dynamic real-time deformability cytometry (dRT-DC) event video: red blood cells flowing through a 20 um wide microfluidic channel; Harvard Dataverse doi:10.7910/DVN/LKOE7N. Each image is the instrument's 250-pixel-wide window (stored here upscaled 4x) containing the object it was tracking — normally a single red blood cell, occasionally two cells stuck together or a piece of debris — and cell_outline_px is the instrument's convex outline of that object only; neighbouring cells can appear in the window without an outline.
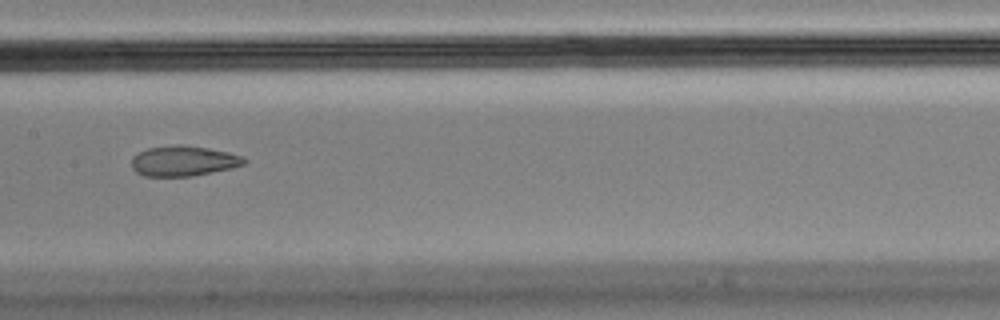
{"species": "Egyptian fruit bat (a non-hibernating species)", "species_latin": "Rousettus aegyptiacus", "temperature_condition": "cold", "stored_images_in_passage": 9, "camera_frame_rate_fps": 3000, "um_per_image_px": 0.085, "animal": {"sex": "male"}, "frame": {"image": 1, "passage_image": 7, "time_ms": 2.0, "image_size_px": [1000, 320], "cell_outline_px": [[248, 160], [244, 164], [232, 168], [192, 176], [144, 176], [136, 172], [132, 168], [132, 156], [148, 148], [180, 144], [208, 148], [228, 152], [244, 156]], "centroid_in_image_um": [15.61, 13.68], "position_along_channel_um": 191.8, "area_um2": 19.88}}